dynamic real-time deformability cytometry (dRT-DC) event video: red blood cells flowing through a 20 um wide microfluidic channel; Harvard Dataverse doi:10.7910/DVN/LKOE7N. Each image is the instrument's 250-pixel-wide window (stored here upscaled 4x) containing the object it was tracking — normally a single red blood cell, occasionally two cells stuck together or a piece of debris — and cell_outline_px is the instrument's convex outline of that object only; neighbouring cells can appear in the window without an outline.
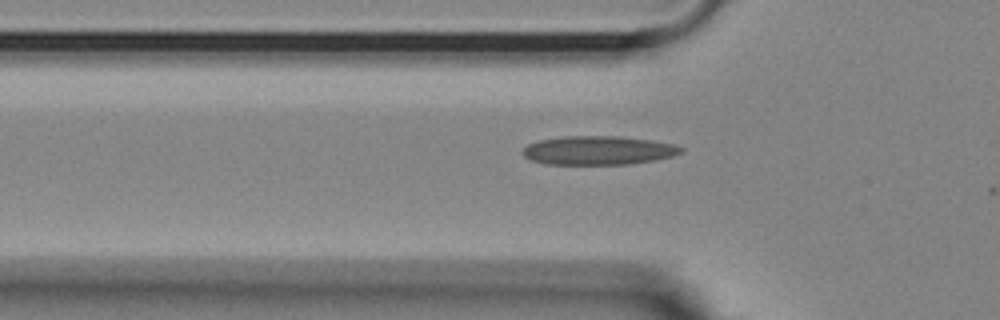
{"species": "Egyptian fruit bat (a non-hibernating species)", "species_latin": "Rousettus aegyptiacus", "temperature_condition": "room temperature", "stored_images_in_passage": 8, "camera_frame_rate_fps": 3000, "um_per_image_px": 0.085, "animal": {"sex": "female"}, "frame": {"image": 1, "passage_image": 6, "time_ms": 1.667, "image_size_px": [1000, 320], "cell_outline_px": [[684, 152], [672, 156], [652, 160], [628, 164], [548, 164], [532, 160], [524, 156], [520, 152], [528, 144], [540, 140], [564, 136], [620, 136], [652, 140], [672, 144], [684, 148]], "centroid_in_image_um": [50.85, 12.77], "position_along_channel_um": 74.9, "area_um2": 26.47}}